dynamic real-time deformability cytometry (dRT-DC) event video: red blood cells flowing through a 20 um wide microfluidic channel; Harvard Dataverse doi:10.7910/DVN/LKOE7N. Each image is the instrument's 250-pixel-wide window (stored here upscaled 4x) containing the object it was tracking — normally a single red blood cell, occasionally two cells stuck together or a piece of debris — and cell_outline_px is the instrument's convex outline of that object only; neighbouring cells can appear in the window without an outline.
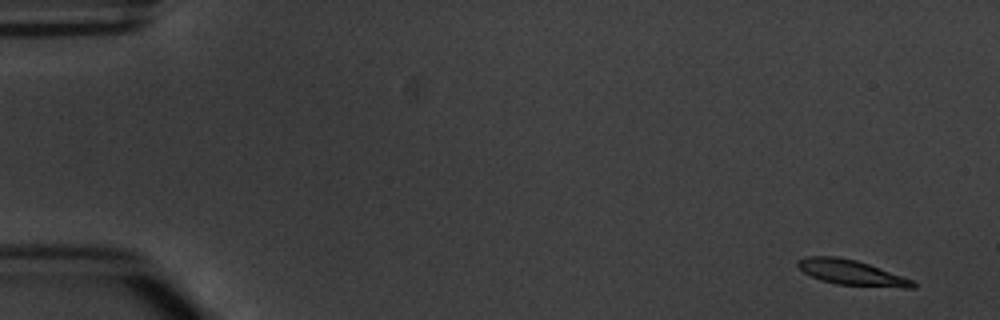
{"species": "common noctule bat (a hibernating species)", "species_latin": "Nyctalus noctula", "temperature_condition": "warm", "stored_images_in_passage": 6, "camera_frame_rate_fps": 3000, "um_per_image_px": 0.085, "animal": {"sex": "male", "body_mass_g": 20.1, "forearm_length_mm": 53.5}, "frame": {"image": 1, "passage_image": 1, "time_ms": 0.0, "image_size_px": [1000, 320], "cell_outline_px": [[916, 288], [904, 288], [836, 284], [820, 280], [804, 272], [796, 264], [796, 260], [804, 256], [836, 256], [856, 260], [868, 264], [912, 280], [916, 284]], "centroid_in_image_um": [72.33, 23.16], "position_along_channel_um": 12.7, "area_um2": 16.76}}